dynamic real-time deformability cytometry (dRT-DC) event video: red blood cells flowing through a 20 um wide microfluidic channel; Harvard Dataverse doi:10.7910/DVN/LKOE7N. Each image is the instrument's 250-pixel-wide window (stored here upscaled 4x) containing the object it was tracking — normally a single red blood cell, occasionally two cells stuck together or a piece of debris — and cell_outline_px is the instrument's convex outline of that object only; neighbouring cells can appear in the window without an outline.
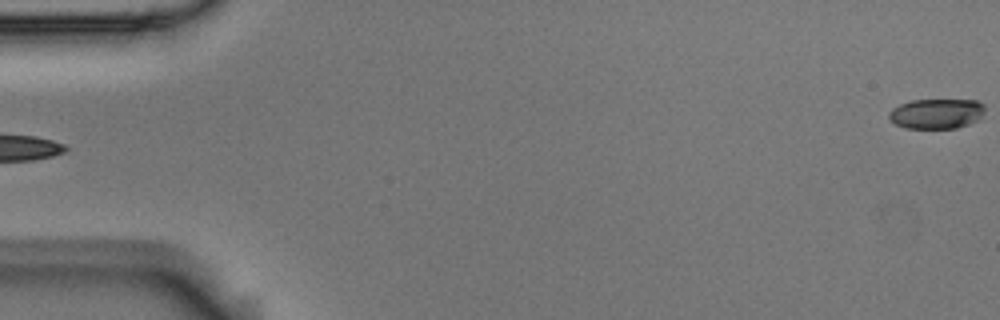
{"species": "Egyptian fruit bat (a non-hibernating species)", "species_latin": "Rousettus aegyptiacus", "temperature_condition": "room temperature", "stored_images_in_passage": 5, "segment_of_instrument_passage": [2, 2], "camera_frame_rate_fps": 3000, "um_per_image_px": 0.085, "animal": {"sex": "male"}, "frame": {"image": 1, "passage_image": 5, "time_ms": 1.333, "image_size_px": [1000, 320], "cell_outline_px": [[984, 112], [976, 120], [968, 124], [956, 128], [904, 128], [888, 120], [888, 112], [892, 108], [900, 104], [912, 100], [976, 100], [984, 104]], "centroid_in_image_um": [79.56, 9.66], "position_along_channel_um": 5.4, "area_um2": 16.82}}